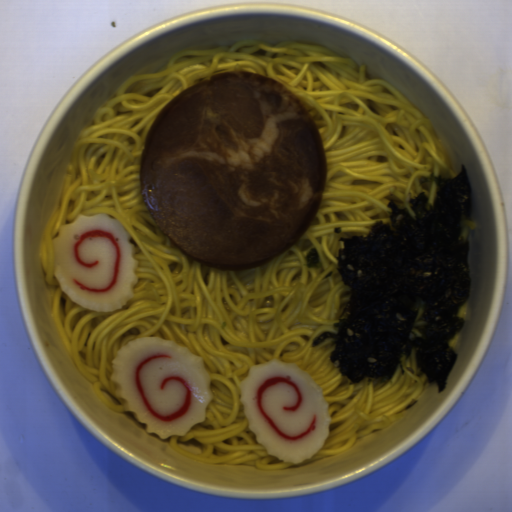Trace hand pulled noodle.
Instances as JSON below:
<instances>
[{
    "mask_svg": "<svg viewBox=\"0 0 512 512\" xmlns=\"http://www.w3.org/2000/svg\"><path fill=\"white\" fill-rule=\"evenodd\" d=\"M249 70L284 85L302 102L324 144L326 191L304 238L262 266L212 269L177 247L157 228L141 195L138 170L147 133L164 106L189 86L229 70ZM431 120L389 81L349 56L316 44L246 40L226 48L175 53L161 72L133 75L98 108L74 143L58 208L40 249L47 284L55 292L53 321L81 373L104 406L127 412L112 382L113 360L128 341L161 337L202 358L211 376L204 420L186 436H169L176 452L211 464L284 470L341 454L382 430L431 387L412 356H401L385 384L351 383L329 355L344 300L337 260L343 236H367L391 218L394 200L415 216L410 199L438 198L431 175H457ZM105 213L122 223L135 245L137 285L115 312L78 307L53 274L52 239L80 214ZM321 262L308 269L310 248ZM273 358L307 372L329 405V435L298 464L266 453L249 430L241 381L252 365Z\"/></svg>",
    "mask_w": 512,
    "mask_h": 512,
    "instance_id": "obj_1",
    "label": "hand pulled noodle"
},
{
    "mask_svg": "<svg viewBox=\"0 0 512 512\" xmlns=\"http://www.w3.org/2000/svg\"><path fill=\"white\" fill-rule=\"evenodd\" d=\"M475 229H476V222L470 221V219H469L463 224V226L460 230V235L467 242L469 233Z\"/></svg>",
    "mask_w": 512,
    "mask_h": 512,
    "instance_id": "obj_2",
    "label": "hand pulled noodle"
},
{
    "mask_svg": "<svg viewBox=\"0 0 512 512\" xmlns=\"http://www.w3.org/2000/svg\"><path fill=\"white\" fill-rule=\"evenodd\" d=\"M460 330L454 335V337L450 340V342L448 343L449 346L452 348V350L454 351L457 347V344H458V340H459V337H460Z\"/></svg>",
    "mask_w": 512,
    "mask_h": 512,
    "instance_id": "obj_3",
    "label": "hand pulled noodle"
},
{
    "mask_svg": "<svg viewBox=\"0 0 512 512\" xmlns=\"http://www.w3.org/2000/svg\"><path fill=\"white\" fill-rule=\"evenodd\" d=\"M466 308H467V301L464 303V305L458 310L459 316L462 317L463 321L465 320L466 316Z\"/></svg>",
    "mask_w": 512,
    "mask_h": 512,
    "instance_id": "obj_4",
    "label": "hand pulled noodle"
}]
</instances>
